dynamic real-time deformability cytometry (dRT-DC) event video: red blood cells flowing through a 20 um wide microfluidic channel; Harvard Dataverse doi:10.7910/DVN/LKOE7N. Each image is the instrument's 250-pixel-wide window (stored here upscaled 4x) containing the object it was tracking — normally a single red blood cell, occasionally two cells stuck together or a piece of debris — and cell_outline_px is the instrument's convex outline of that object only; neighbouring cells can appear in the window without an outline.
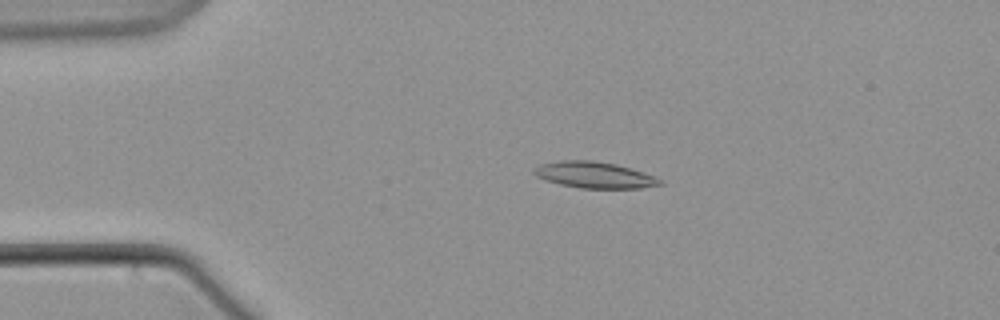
{"species": "common noctule bat (a hibernating species)", "species_latin": "Nyctalus noctula", "temperature_condition": "warm", "stored_images_in_passage": 53, "camera_frame_rate_fps": 3000, "um_per_image_px": 0.085, "animal": {"sex": "male", "body_mass_g": 21.5, "forearm_length_mm": 52.0}, "frame": {"image": 1, "passage_image": 5, "time_ms": 1.333, "image_size_px": [1000, 320], "cell_outline_px": [[664, 184], [640, 188], [580, 188], [560, 184], [536, 176], [532, 172], [540, 164], [560, 160], [592, 160], [616, 164], [644, 172], [660, 180]], "centroid_in_image_um": [50.52, 14.86], "position_along_channel_um": 34.5, "area_um2": 19.07}}
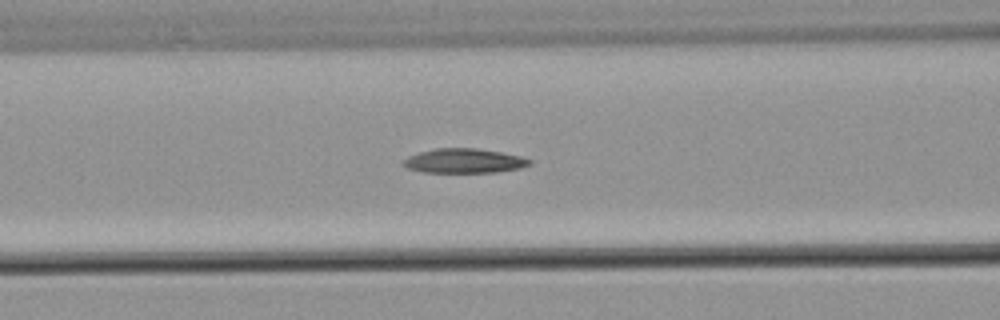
{"frame": {"image": 2, "passage_image": 17, "time_ms": 5.333, "image_size_px": [1000, 320], "cell_outline_px": [[532, 164], [520, 168], [496, 172], [420, 172], [408, 168], [400, 164], [408, 156], [420, 152], [436, 148], [476, 148], [500, 152], [520, 156], [532, 160]], "centroid_in_image_um": [39.44, 13.67], "position_along_channel_um": 127.2, "area_um2": 17.98}}
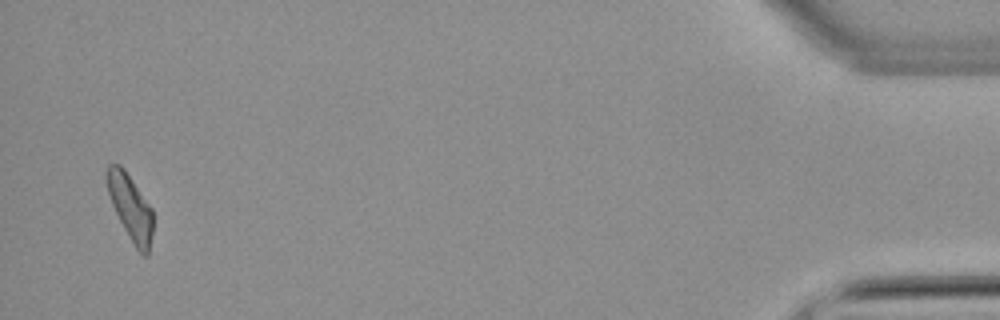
{"frame": {"image": 3, "passage_image": 51, "time_ms": 16.667, "image_size_px": [1000, 320], "cell_outline_px": [[152, 232], [148, 256], [144, 256], [136, 248], [124, 228], [112, 204], [108, 192], [108, 164], [120, 164], [124, 168], [152, 208]], "centroid_in_image_um": [11.11, 17.64], "position_along_channel_um": 424.1, "area_um2": 17.05}}